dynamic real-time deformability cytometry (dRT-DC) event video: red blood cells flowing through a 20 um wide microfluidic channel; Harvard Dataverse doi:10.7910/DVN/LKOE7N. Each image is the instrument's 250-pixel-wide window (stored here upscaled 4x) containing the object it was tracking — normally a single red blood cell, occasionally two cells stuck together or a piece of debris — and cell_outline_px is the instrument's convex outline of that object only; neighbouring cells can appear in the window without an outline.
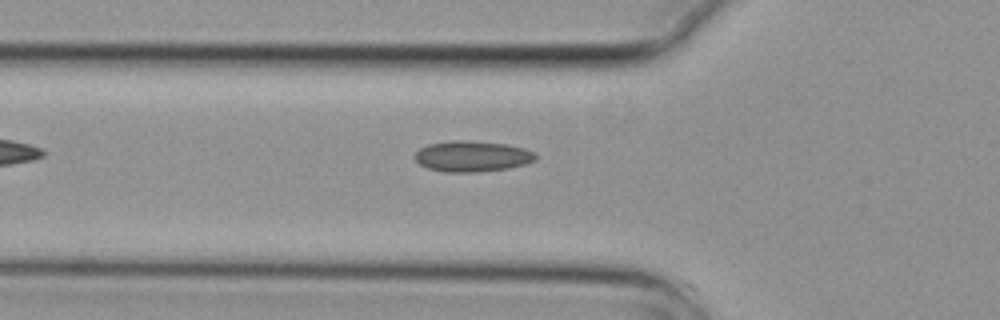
{"species": "common noctule bat (a hibernating species)", "species_latin": "Nyctalus noctula", "temperature_condition": "cold", "stored_images_in_passage": 6, "camera_frame_rate_fps": 3000, "um_per_image_px": 0.085, "animal": {"sex": "female", "body_mass_g": 29.2, "forearm_length_mm": 56.3}, "frame": {"image": 1, "passage_image": 6, "time_ms": 1.667, "image_size_px": [1000, 320], "cell_outline_px": [[536, 160], [524, 164], [508, 168], [480, 172], [444, 172], [428, 168], [420, 164], [416, 160], [416, 152], [420, 148], [428, 144], [452, 140], [468, 140], [508, 144], [524, 148], [536, 152]], "centroid_in_image_um": [40.16, 13.28], "position_along_channel_um": 85.6, "area_um2": 21.79}}